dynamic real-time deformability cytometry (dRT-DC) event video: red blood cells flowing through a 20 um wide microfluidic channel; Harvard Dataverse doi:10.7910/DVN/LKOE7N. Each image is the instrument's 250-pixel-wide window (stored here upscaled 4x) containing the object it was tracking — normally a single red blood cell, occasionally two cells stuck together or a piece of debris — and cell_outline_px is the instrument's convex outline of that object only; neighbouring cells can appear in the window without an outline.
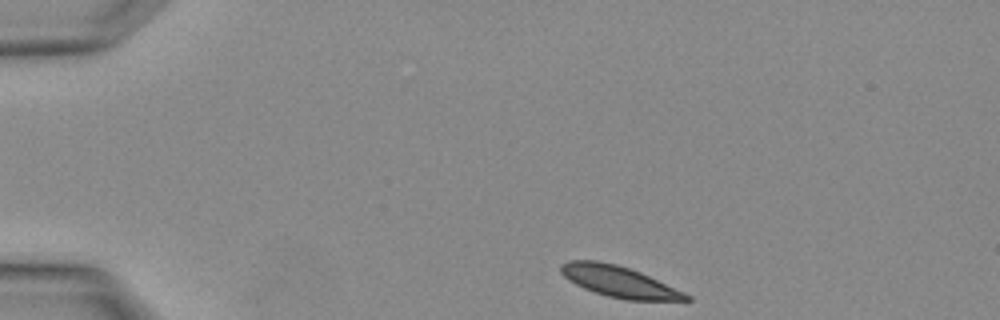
{"species": "Egyptian fruit bat (a non-hibernating species)", "species_latin": "Rousettus aegyptiacus", "temperature_condition": "warm", "stored_images_in_passage": 2, "camera_frame_rate_fps": 3000, "um_per_image_px": 0.085, "animal": {"sex": "female"}, "frame": {"image": 1, "passage_image": 1, "time_ms": 0.0, "image_size_px": [1000, 320], "cell_outline_px": [[692, 300], [624, 300], [608, 296], [584, 288], [568, 280], [560, 272], [560, 264], [572, 260], [596, 260], [616, 264], [640, 272], [684, 292], [692, 296]], "centroid_in_image_um": [52.61, 23.93], "position_along_channel_um": 32.4, "area_um2": 22.48}}